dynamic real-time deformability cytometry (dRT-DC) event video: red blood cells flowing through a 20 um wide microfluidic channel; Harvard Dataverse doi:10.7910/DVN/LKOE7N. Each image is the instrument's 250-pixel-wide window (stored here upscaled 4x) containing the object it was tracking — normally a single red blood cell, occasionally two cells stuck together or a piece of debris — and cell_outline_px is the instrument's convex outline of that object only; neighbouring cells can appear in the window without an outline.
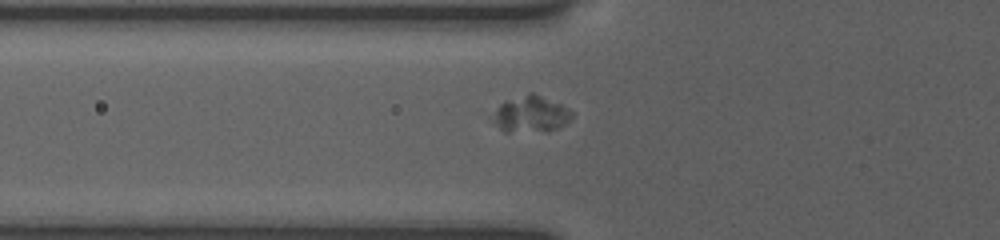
{"species": "human", "species_latin": "Homo sapiens", "temperature_condition": "room temperature", "stored_images_in_passage": 19, "camera_frame_rate_fps": 3000, "um_per_image_px": 0.085, "donor": {"sex": "female"}, "frame": {"image": 1, "passage_image": 3, "time_ms": 0.333, "image_size_px": [1000, 240], "cell_outline_px": [[572, 116], [568, 124], [560, 128], [548, 132], [504, 132], [492, 120], [496, 108], [504, 100], [528, 92], [532, 92], [560, 104], [572, 112]], "centroid_in_image_um": [45.12, 9.72], "position_along_channel_um": 80.7, "area_um2": 17.11}}